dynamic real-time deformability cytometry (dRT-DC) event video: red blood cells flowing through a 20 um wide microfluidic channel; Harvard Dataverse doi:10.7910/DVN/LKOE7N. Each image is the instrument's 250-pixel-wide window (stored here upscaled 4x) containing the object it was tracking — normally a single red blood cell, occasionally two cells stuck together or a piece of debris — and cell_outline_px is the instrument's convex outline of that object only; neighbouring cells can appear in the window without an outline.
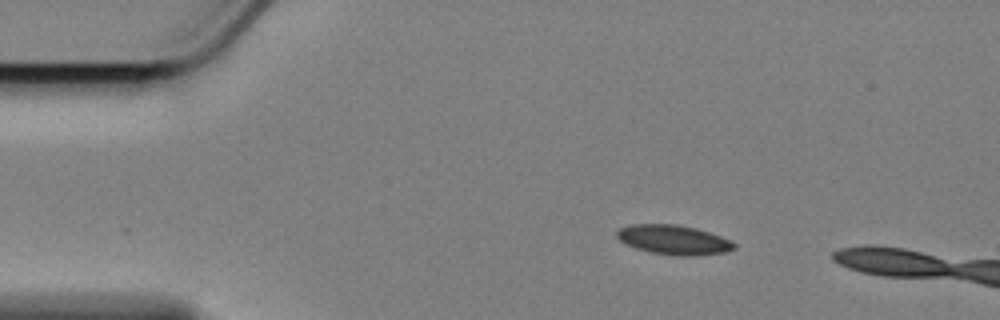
{"species": "Egyptian fruit bat (a non-hibernating species)", "species_latin": "Rousettus aegyptiacus", "temperature_condition": "cold", "stored_images_in_passage": 8, "camera_frame_rate_fps": 3000, "um_per_image_px": 0.085, "animal": {"sex": "female"}, "frame": {"image": 1, "passage_image": 1, "time_ms": 0.0, "image_size_px": [1000, 320], "cell_outline_px": [[736, 248], [728, 252], [696, 256], [676, 256], [652, 252], [636, 248], [624, 244], [616, 236], [616, 232], [620, 228], [632, 224], [676, 224], [696, 228], [732, 240], [736, 244]], "centroid_in_image_um": [57.29, 20.39], "position_along_channel_um": 27.7, "area_um2": 20.35}}